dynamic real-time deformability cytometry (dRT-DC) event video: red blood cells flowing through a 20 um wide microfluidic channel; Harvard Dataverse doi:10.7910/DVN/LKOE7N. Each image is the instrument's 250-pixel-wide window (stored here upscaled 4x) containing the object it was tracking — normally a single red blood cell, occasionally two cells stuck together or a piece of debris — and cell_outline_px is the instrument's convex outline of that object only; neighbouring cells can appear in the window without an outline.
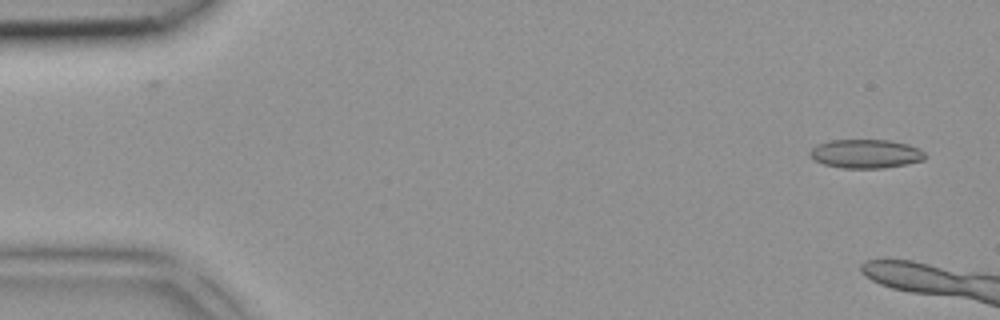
{"species": "common noctule bat (a hibernating species)", "species_latin": "Nyctalus noctula", "temperature_condition": "room temperature", "stored_images_in_passage": 4, "camera_frame_rate_fps": 3000, "um_per_image_px": 0.085, "animal": {"sex": "female", "body_mass_g": 18.4}, "frame": {"image": 1, "passage_image": 1, "time_ms": 0.0, "image_size_px": [1000, 320], "cell_outline_px": [[928, 156], [924, 160], [908, 164], [884, 168], [844, 168], [824, 164], [808, 156], [808, 152], [816, 144], [828, 140], [888, 140], [908, 144], [920, 148]], "centroid_in_image_um": [73.61, 13.07], "position_along_channel_um": 11.4, "area_um2": 19.59}}